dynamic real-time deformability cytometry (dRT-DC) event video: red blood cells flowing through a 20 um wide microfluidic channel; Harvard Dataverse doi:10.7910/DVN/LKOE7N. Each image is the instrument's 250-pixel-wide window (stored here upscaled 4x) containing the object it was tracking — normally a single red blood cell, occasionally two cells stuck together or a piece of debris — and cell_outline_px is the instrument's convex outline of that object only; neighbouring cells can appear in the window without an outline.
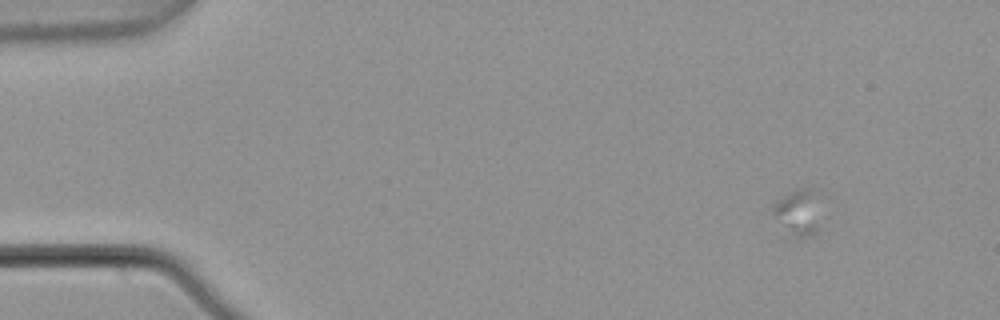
{"species": "common noctule bat (a hibernating species)", "species_latin": "Nyctalus noctula", "temperature_condition": "warm", "stored_images_in_passage": 4, "camera_frame_rate_fps": 3000, "um_per_image_px": 0.085, "animal": {"sex": "male", "body_mass_g": 21.5, "forearm_length_mm": 52.0}, "frame": {"image": 1, "passage_image": 1, "time_ms": 0.0, "image_size_px": [1000, 320], "cell_outline_px": [[832, 200], [816, 232], [812, 236], [804, 240], [800, 240], [772, 212], [772, 204], [784, 192], [796, 188], [812, 184], [828, 196]], "centroid_in_image_um": [68.17, 17.85], "position_along_channel_um": 16.8, "area_um2": 15.32}}
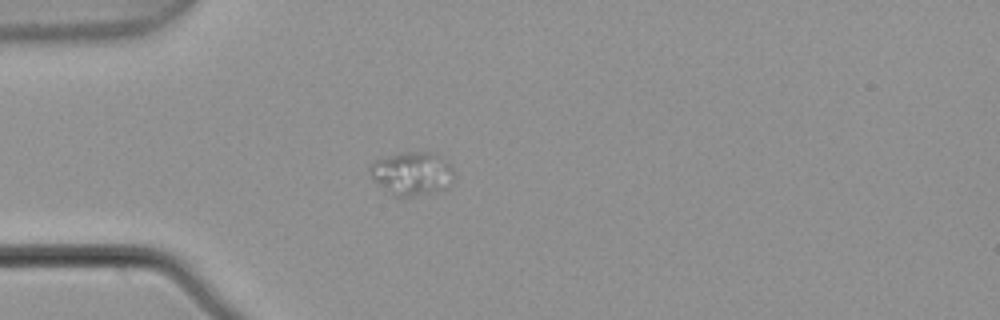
{"frame": {"image": 2, "passage_image": 4, "time_ms": 1.0, "image_size_px": [1000, 320], "cell_outline_px": [[456, 176], [448, 188], [412, 196], [396, 196], [376, 184], [368, 168], [376, 160], [408, 152], [428, 152], [448, 164], [452, 168]], "centroid_in_image_um": [35.02, 14.78], "position_along_channel_um": 50.0, "area_um2": 20.63}}